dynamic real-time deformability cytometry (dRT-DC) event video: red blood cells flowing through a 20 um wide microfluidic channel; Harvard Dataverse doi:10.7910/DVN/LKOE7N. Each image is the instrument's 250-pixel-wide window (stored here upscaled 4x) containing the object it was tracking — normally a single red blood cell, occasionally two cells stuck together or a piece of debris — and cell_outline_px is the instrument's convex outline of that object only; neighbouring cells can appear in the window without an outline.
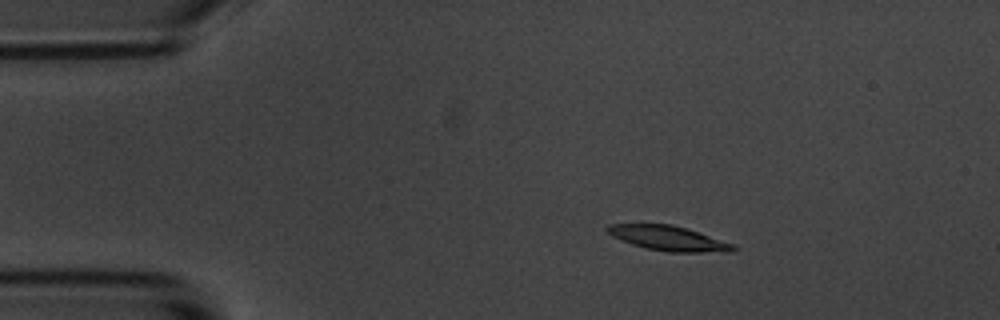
{"species": "common noctule bat (a hibernating species)", "species_latin": "Nyctalus noctula", "temperature_condition": "room temperature", "stored_images_in_passage": 4, "camera_frame_rate_fps": 3000, "um_per_image_px": 0.085, "animal": {"sex": "male", "body_mass_g": 20.1, "forearm_length_mm": 53.5}, "frame": {"image": 1, "passage_image": 2, "time_ms": 1.333, "image_size_px": [1000, 320], "cell_outline_px": [[740, 248], [732, 252], [668, 252], [644, 248], [620, 240], [612, 236], [604, 228], [608, 224], [672, 224], [732, 244]], "centroid_in_image_um": [56.77, 20.26], "position_along_channel_um": 28.2, "area_um2": 18.03}}